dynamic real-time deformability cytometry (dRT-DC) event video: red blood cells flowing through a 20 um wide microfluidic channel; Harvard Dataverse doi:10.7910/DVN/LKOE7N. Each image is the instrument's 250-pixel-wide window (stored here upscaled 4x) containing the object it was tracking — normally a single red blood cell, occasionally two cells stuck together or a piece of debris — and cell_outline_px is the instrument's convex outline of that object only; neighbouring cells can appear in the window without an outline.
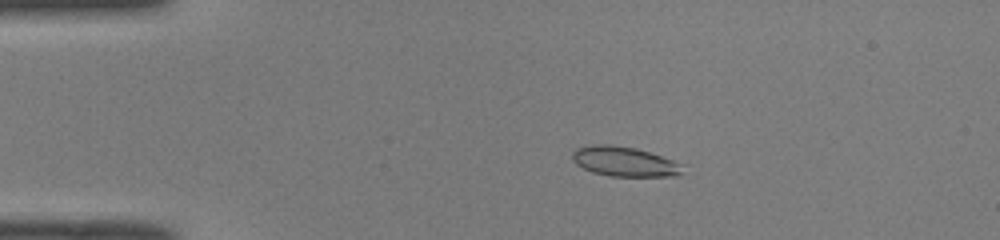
{"species": "common noctule bat (a hibernating species)", "species_latin": "Nyctalus noctula", "temperature_condition": "room temperature", "stored_images_in_passage": 49, "camera_frame_rate_fps": 3000, "um_per_image_px": 0.085, "animal": {"sex": "male", "body_mass_g": 19.0, "forearm_length_mm": 50.8}, "frame": {"image": 1, "passage_image": 9, "time_ms": 2.667, "image_size_px": [1000, 240], "cell_outline_px": [[684, 164], [680, 172], [676, 176], [608, 176], [592, 172], [576, 164], [572, 160], [572, 152], [576, 148], [592, 144], [612, 144], [636, 148]], "centroid_in_image_um": [53.03, 13.72], "position_along_channel_um": 32.0, "area_um2": 19.13}}
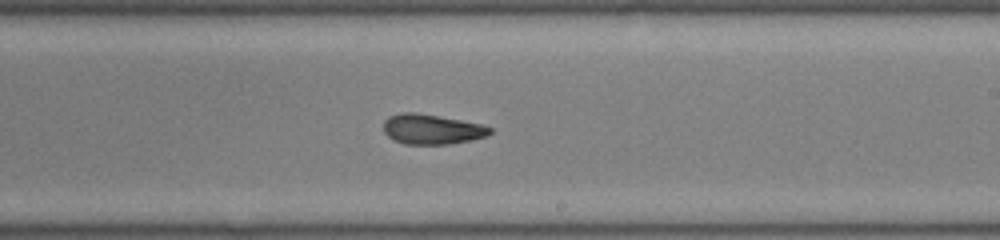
{"frame": {"image": 2, "passage_image": 29, "time_ms": 9.333, "image_size_px": [1000, 240], "cell_outline_px": [[492, 132], [488, 136], [472, 140], [448, 144], [404, 144], [392, 140], [384, 132], [384, 120], [388, 116], [404, 112], [416, 112], [460, 120], [480, 124], [492, 128]], "centroid_in_image_um": [36.69, 10.99], "position_along_channel_um": 252.3, "area_um2": 18.67}}
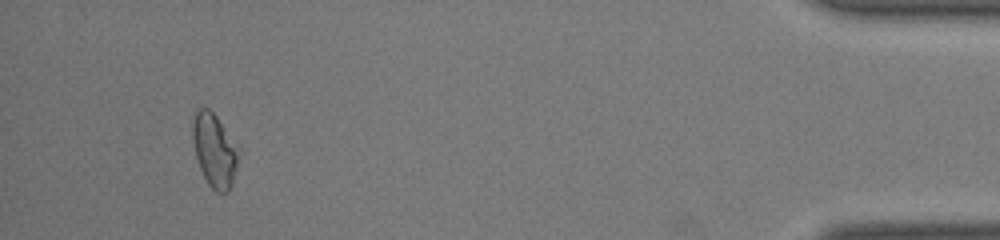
{"frame": {"image": 3, "passage_image": 46, "time_ms": 15.0, "image_size_px": [1000, 240], "cell_outline_px": [[240, 148], [232, 184], [228, 192], [216, 192], [208, 184], [200, 168], [196, 156], [192, 136], [192, 116], [200, 108], [208, 108], [216, 116]], "centroid_in_image_um": [18.23, 12.76], "position_along_channel_um": 417.0, "area_um2": 19.54}, "authors_computed_cell_mechanics": {"area_um2": 19.074, "velocity_mm_per_s": 4.0908, "shape_relaxation_time_tau1_ms": 7.8575, "shape_relaxation_time_tau2_ms": 3.3134, "deformation_change_tau1": 0.2205, "deformation_change_tau2": 0.1169}}